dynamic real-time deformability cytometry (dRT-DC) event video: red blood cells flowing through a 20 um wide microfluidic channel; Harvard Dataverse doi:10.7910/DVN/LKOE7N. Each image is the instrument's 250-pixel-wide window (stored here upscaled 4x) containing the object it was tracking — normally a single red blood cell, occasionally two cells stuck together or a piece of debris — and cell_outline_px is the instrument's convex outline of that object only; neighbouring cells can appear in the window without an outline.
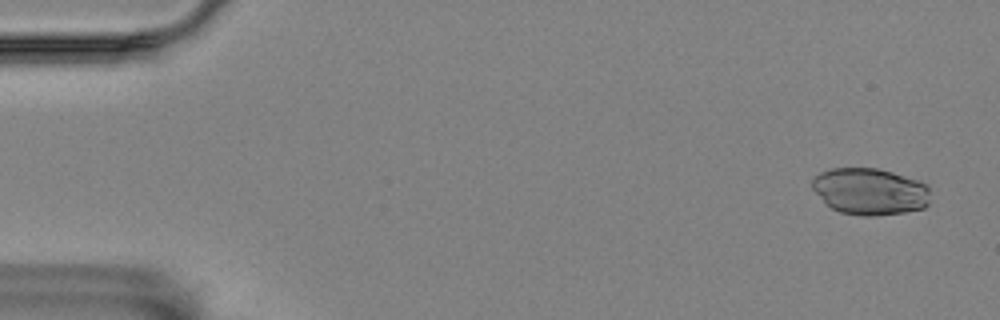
{"species": "Egyptian fruit bat (a non-hibernating species)", "species_latin": "Rousettus aegyptiacus", "temperature_condition": "room temperature", "stored_images_in_passage": 56, "camera_frame_rate_fps": 3000, "um_per_image_px": 0.085, "animal": {"sex": "female"}, "frame": {"image": 1, "passage_image": 3, "time_ms": 0.667, "image_size_px": [1000, 320], "cell_outline_px": [[928, 204], [924, 208], [904, 212], [876, 216], [860, 216], [840, 212], [832, 208], [812, 188], [812, 180], [820, 172], [832, 168], [876, 168], [892, 172], [928, 184]], "centroid_in_image_um": [73.95, 16.27], "position_along_channel_um": 11.1, "area_um2": 31.96}}
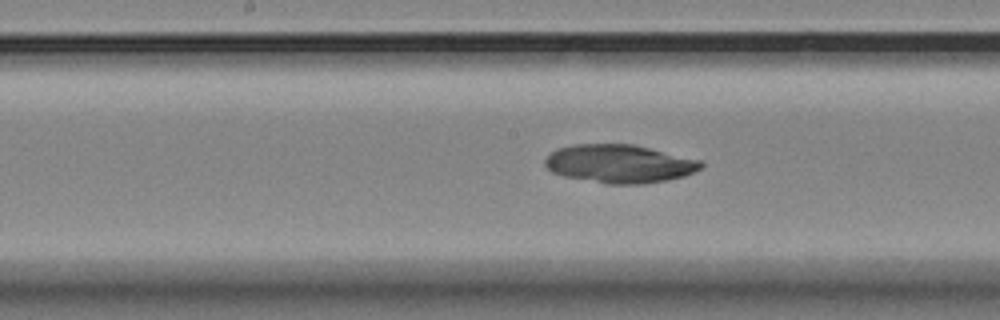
{"frame": {"image": 2, "passage_image": 29, "time_ms": 9.333, "image_size_px": [1000, 320], "cell_outline_px": [[704, 164], [700, 168], [684, 176], [668, 180], [644, 184], [608, 184], [564, 176], [552, 172], [544, 164], [544, 160], [556, 148], [572, 144], [636, 144], [700, 160]], "centroid_in_image_um": [52.64, 13.91], "position_along_channel_um": 195.6, "area_um2": 34.91}}
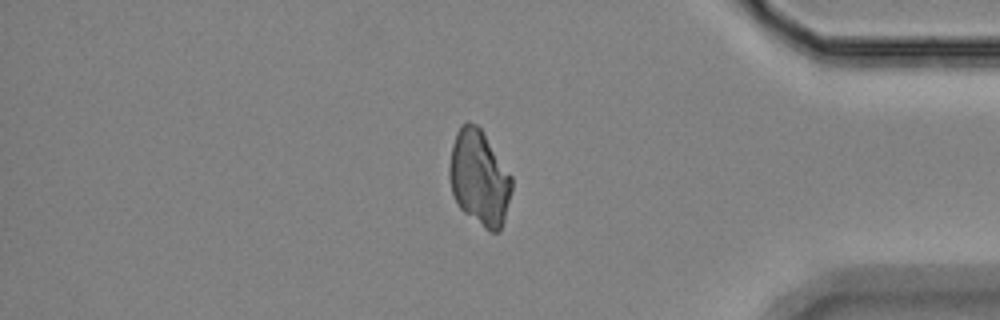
{"frame": {"image": 3, "passage_image": 48, "time_ms": 15.667, "image_size_px": [1000, 320], "cell_outline_px": [[512, 188], [504, 220], [500, 232], [492, 232], [484, 228], [464, 212], [460, 208], [452, 192], [448, 176], [448, 168], [452, 144], [456, 132], [460, 124], [468, 120], [476, 124], [480, 128], [512, 176]], "centroid_in_image_um": [40.72, 15.1], "position_along_channel_um": 394.5, "area_um2": 34.68}}